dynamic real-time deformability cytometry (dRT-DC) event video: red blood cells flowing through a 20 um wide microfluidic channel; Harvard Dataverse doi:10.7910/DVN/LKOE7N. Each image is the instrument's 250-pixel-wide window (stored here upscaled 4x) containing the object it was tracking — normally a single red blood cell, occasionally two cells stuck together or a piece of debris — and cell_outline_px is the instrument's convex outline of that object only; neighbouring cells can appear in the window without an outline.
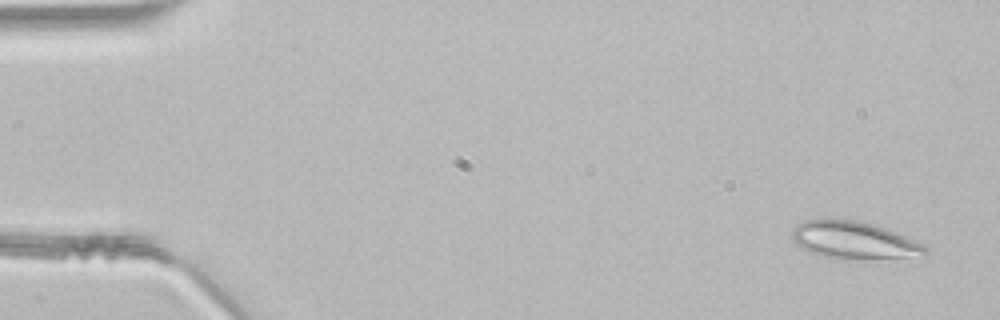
{"species": "common noctule bat (a hibernating species)", "species_latin": "Nyctalus noctula", "temperature_condition": "room temperature", "stored_images_in_passage": 47, "camera_frame_rate_fps": 3000, "um_per_image_px": 0.085, "animal": {"sex": "male", "body_mass_g": 21.5, "forearm_length_mm": 52.0}, "frame": {"image": 1, "passage_image": 2, "time_ms": 0.333, "image_size_px": [1000, 320], "cell_outline_px": [[928, 256], [860, 260], [824, 256], [808, 252], [796, 244], [792, 240], [792, 228], [796, 224], [804, 220], [820, 216], [856, 220], [872, 224], [896, 232], [928, 248]], "centroid_in_image_um": [72.53, 20.4], "position_along_channel_um": 12.5, "area_um2": 29.77}}
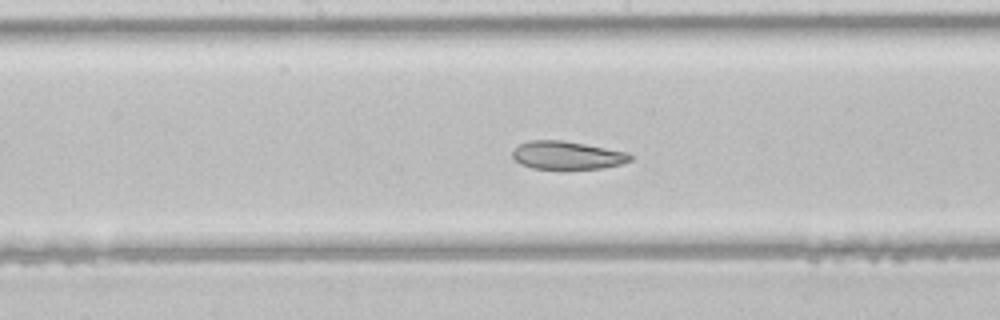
{"frame": {"image": 2, "passage_image": 24, "time_ms": 7.667, "image_size_px": [1000, 320], "cell_outline_px": [[632, 160], [620, 164], [600, 168], [564, 172], [532, 168], [520, 164], [512, 156], [512, 152], [520, 144], [528, 140], [564, 140], [628, 152], [632, 156]], "centroid_in_image_um": [48.2, 13.24], "position_along_channel_um": 200.0, "area_um2": 20.06}}
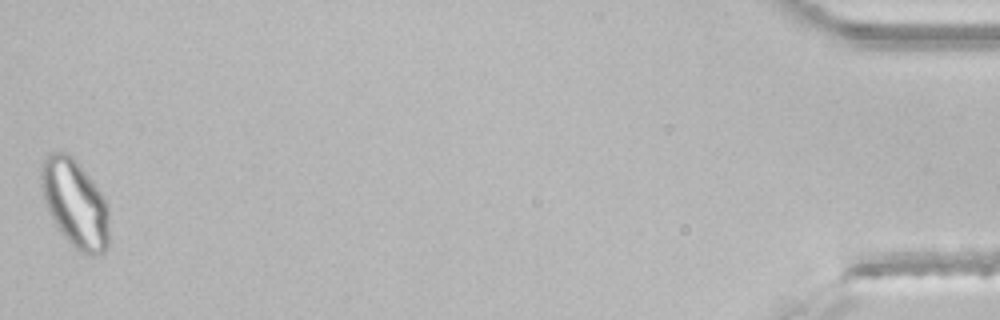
{"frame": {"image": 3, "passage_image": 47, "time_ms": 15.333, "image_size_px": [1000, 320], "cell_outline_px": [[108, 248], [100, 256], [92, 256], [80, 252], [60, 232], [48, 212], [44, 200], [40, 184], [40, 168], [48, 152], [68, 152], [72, 156], [92, 180], [104, 196], [108, 204]], "centroid_in_image_um": [6.37, 17.29], "position_along_channel_um": 428.8, "area_um2": 35.08}}